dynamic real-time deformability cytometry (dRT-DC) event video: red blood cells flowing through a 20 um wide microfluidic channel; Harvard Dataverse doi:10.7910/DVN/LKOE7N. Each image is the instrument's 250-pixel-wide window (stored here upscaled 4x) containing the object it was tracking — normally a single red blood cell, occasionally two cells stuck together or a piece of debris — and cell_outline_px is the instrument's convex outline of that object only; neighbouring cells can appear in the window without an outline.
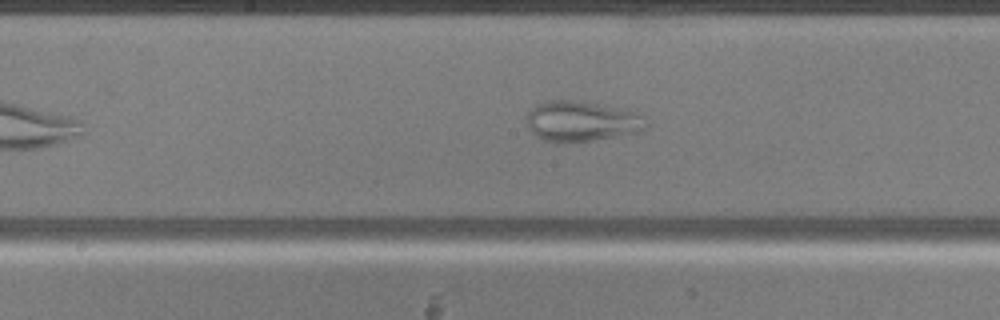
{"species": "common noctule bat (a hibernating species)", "species_latin": "Nyctalus noctula", "temperature_condition": "warm", "stored_images_in_passage": 40, "camera_frame_rate_fps": 3000, "um_per_image_px": 0.085, "animal": {"sex": "male", "body_mass_g": 20.5, "forearm_length_mm": 52.5}, "frame": {"image": 1, "passage_image": 18, "time_ms": 5.667, "image_size_px": [1000, 320], "cell_outline_px": [[648, 128], [640, 132], [592, 140], [544, 140], [532, 132], [528, 128], [528, 112], [536, 104], [548, 100], [584, 100], [632, 112], [640, 116], [648, 124]], "centroid_in_image_um": [49.44, 10.27], "position_along_channel_um": 198.8, "area_um2": 27.4}}
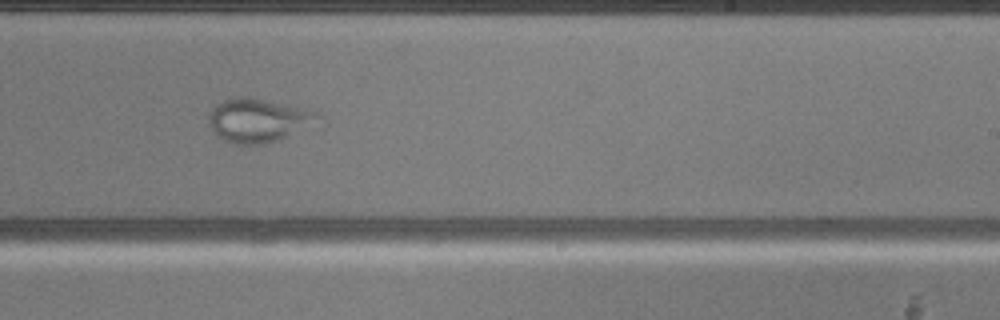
{"frame": {"image": 2, "passage_image": 23, "time_ms": 7.333, "image_size_px": [1000, 320], "cell_outline_px": [[324, 128], [264, 144], [232, 144], [216, 136], [212, 132], [208, 124], [208, 116], [212, 108], [216, 104], [224, 100], [236, 96], [244, 96], [264, 100], [320, 112], [324, 116]], "centroid_in_image_um": [22.15, 10.27], "position_along_channel_um": 266.9, "area_um2": 29.42}}